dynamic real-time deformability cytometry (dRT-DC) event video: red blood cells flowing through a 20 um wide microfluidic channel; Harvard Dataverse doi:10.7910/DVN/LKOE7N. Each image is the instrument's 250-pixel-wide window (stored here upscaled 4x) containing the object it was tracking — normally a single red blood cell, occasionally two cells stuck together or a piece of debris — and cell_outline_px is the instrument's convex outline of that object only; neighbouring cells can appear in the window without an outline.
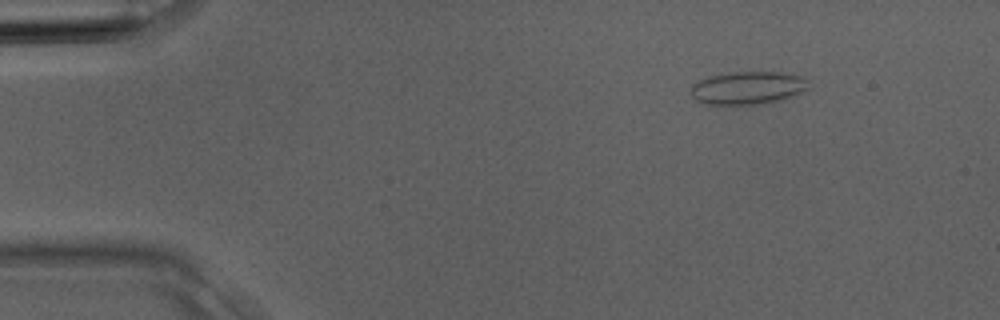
{"species": "Egyptian fruit bat (a non-hibernating species)", "species_latin": "Rousettus aegyptiacus", "temperature_condition": "room temperature", "stored_images_in_passage": 3, "camera_frame_rate_fps": 3000, "um_per_image_px": 0.085, "animal": {"sex": "male"}, "frame": {"image": 1, "passage_image": 1, "time_ms": 0.0, "image_size_px": [1000, 320], "cell_outline_px": [[808, 88], [804, 92], [784, 100], [756, 104], [704, 104], [696, 100], [688, 92], [692, 84], [708, 76], [732, 72], [780, 72], [804, 76]], "centroid_in_image_um": [63.55, 7.47], "position_along_channel_um": 21.4, "area_um2": 22.83}}